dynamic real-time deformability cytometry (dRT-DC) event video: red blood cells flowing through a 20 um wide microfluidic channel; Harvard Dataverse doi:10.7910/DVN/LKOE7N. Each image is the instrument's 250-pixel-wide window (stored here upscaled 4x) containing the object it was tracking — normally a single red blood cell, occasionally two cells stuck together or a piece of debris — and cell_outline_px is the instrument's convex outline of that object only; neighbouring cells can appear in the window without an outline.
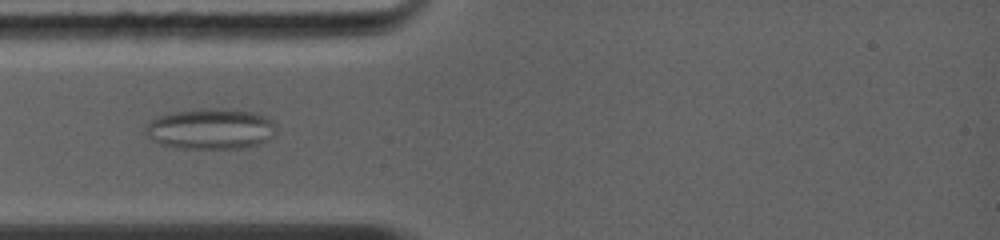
{"species": "common noctule bat (a hibernating species)", "species_latin": "Nyctalus noctula", "temperature_condition": "warm", "stored_images_in_passage": 5, "camera_frame_rate_fps": 5000, "um_per_image_px": 0.085, "animal": {"sex": "female", "body_mass_g": 19.0, "forearm_length_mm": 56.7}, "frame": {"image": 1, "passage_image": 2, "time_ms": 1.0, "image_size_px": [1000, 240], "cell_outline_px": [[272, 124], [268, 140], [260, 144], [240, 148], [176, 148], [160, 144], [152, 140], [144, 132], [144, 128], [156, 116], [168, 112], [200, 108], [216, 108], [256, 112], [272, 120]], "centroid_in_image_um": [17.8, 10.94], "position_along_channel_um": 67.2, "area_um2": 30.92}}
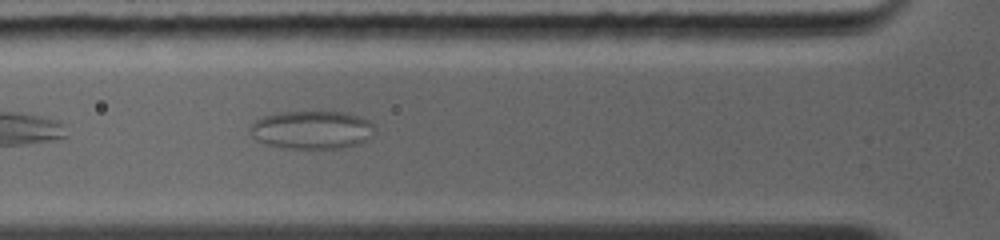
{"frame": {"image": 2, "passage_image": 3, "time_ms": 1.8, "image_size_px": [1000, 240], "cell_outline_px": [[376, 128], [360, 144], [340, 148], [280, 148], [268, 144], [252, 136], [248, 128], [256, 120], [264, 116], [280, 112], [344, 112], [368, 120], [376, 124]], "centroid_in_image_um": [26.5, 11.03], "position_along_channel_um": 99.3, "area_um2": 27.51}}